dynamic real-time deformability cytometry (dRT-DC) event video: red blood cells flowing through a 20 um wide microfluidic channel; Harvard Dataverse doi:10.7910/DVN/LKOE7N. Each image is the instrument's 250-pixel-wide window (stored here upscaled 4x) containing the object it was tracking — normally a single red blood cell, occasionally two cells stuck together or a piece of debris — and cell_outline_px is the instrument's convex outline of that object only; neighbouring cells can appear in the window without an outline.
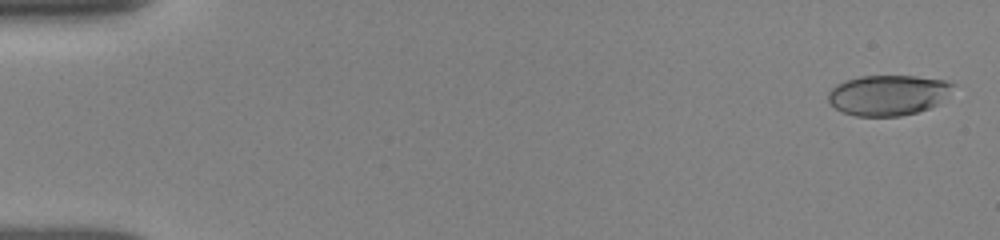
{"species": "human", "species_latin": "Homo sapiens", "temperature_condition": "room temperature", "stored_images_in_passage": 5, "camera_frame_rate_fps": 3000, "um_per_image_px": 0.085, "donor": {"sex": "female"}, "frame": {"image": 1, "passage_image": 1, "time_ms": 0.0, "image_size_px": [1000, 240], "cell_outline_px": [[956, 84], [936, 104], [928, 108], [916, 112], [900, 116], [856, 116], [844, 112], [836, 108], [828, 100], [828, 92], [836, 84], [860, 76], [916, 76], [944, 80]], "centroid_in_image_um": [75.45, 8.08], "position_along_channel_um": 9.5, "area_um2": 28.96}}
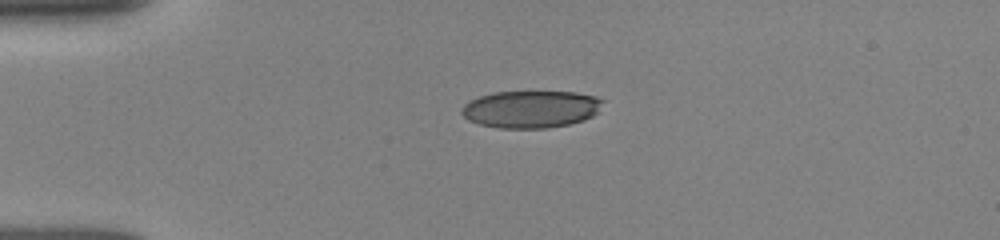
{"frame": {"image": 2, "passage_image": 4, "time_ms": 3.667, "image_size_px": [1000, 240], "cell_outline_px": [[604, 100], [600, 112], [584, 120], [568, 124], [548, 128], [500, 128], [480, 124], [468, 120], [460, 112], [460, 108], [464, 104], [480, 96], [492, 92], [576, 92], [596, 96]], "centroid_in_image_um": [45.15, 9.28], "position_along_channel_um": 39.8, "area_um2": 30.81}}